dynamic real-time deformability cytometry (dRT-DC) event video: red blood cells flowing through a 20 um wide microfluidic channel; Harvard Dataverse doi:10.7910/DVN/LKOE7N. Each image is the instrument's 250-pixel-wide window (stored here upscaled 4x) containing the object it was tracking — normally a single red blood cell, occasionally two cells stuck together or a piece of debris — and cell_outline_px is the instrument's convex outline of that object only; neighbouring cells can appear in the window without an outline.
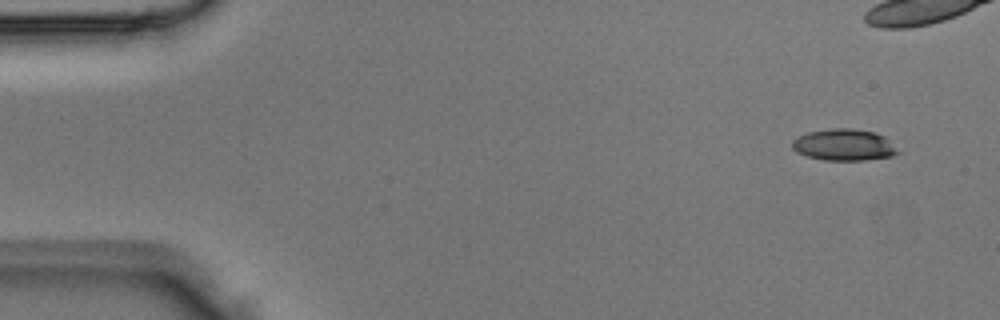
{"species": "Egyptian fruit bat (a non-hibernating species)", "species_latin": "Rousettus aegyptiacus", "temperature_condition": "room temperature", "stored_images_in_passage": 4, "camera_frame_rate_fps": 3000, "um_per_image_px": 0.085, "animal": {"sex": "male"}, "frame": {"image": 1, "passage_image": 1, "time_ms": 0.0, "image_size_px": [1000, 320], "cell_outline_px": [[900, 152], [892, 156], [864, 160], [824, 160], [808, 156], [796, 152], [792, 148], [792, 140], [808, 132], [832, 128], [852, 128], [872, 132], [884, 136]], "centroid_in_image_um": [71.72, 12.31], "position_along_channel_um": 13.3, "area_um2": 19.25}}